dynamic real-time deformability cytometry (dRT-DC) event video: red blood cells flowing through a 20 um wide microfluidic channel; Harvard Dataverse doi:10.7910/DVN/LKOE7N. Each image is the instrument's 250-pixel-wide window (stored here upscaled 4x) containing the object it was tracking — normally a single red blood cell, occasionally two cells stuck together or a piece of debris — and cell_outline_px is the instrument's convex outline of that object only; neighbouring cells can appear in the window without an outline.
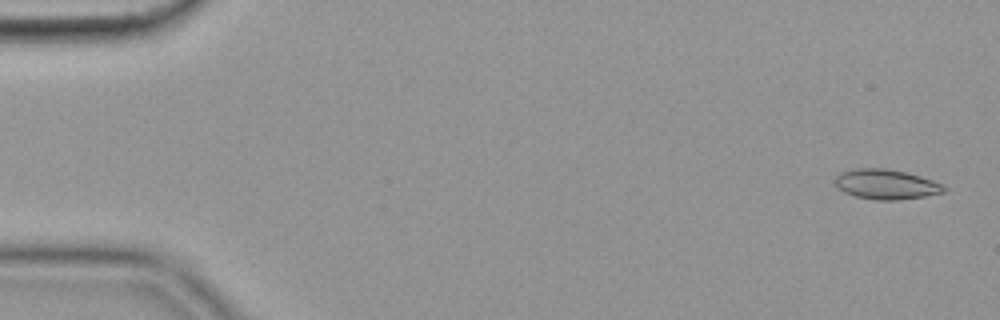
{"species": "common noctule bat (a hibernating species)", "species_latin": "Nyctalus noctula", "temperature_condition": "cold", "stored_images_in_passage": 56, "camera_frame_rate_fps": 3000, "um_per_image_px": 0.085, "animal": {"sex": "female", "body_mass_g": 19.9}, "frame": {"image": 1, "passage_image": 2, "time_ms": 0.333, "image_size_px": [1000, 320], "cell_outline_px": [[948, 188], [944, 192], [924, 196], [900, 200], [876, 200], [856, 196], [844, 192], [836, 188], [836, 176], [840, 172], [856, 168], [884, 168], [904, 172], [920, 176], [944, 184]], "centroid_in_image_um": [75.33, 15.67], "position_along_channel_um": 9.7, "area_um2": 19.02}}
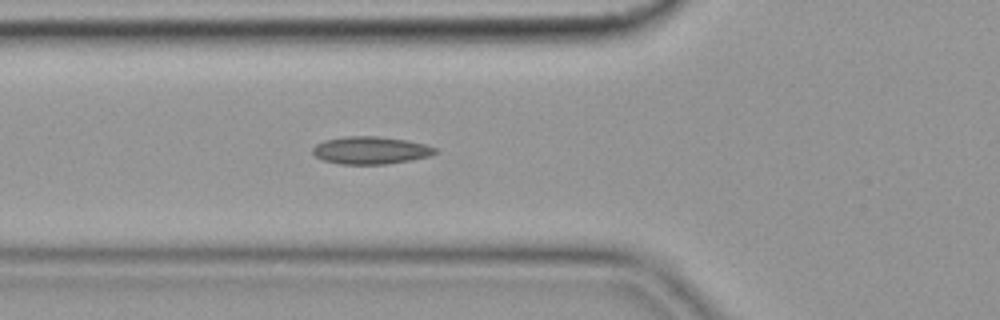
{"frame": {"image": 2, "passage_image": 20, "time_ms": 6.333, "image_size_px": [1000, 320], "cell_outline_px": [[440, 152], [432, 156], [412, 160], [384, 164], [340, 164], [324, 160], [316, 156], [312, 152], [312, 148], [316, 144], [324, 140], [344, 136], [376, 136], [408, 140], [424, 144], [436, 148]], "centroid_in_image_um": [31.54, 12.77], "position_along_channel_um": 94.3, "area_um2": 19.83}}
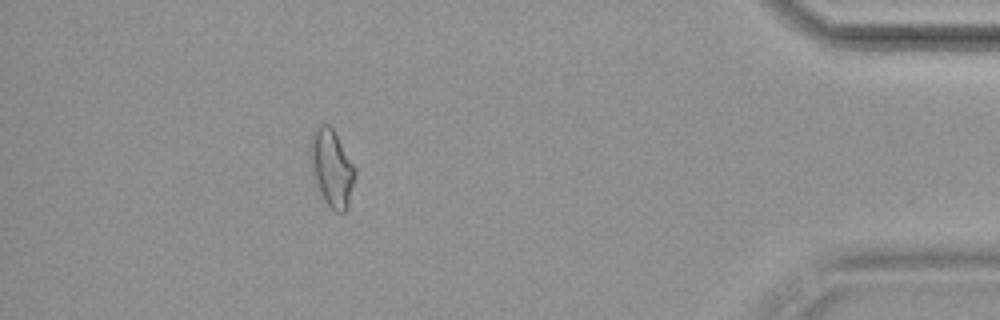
{"frame": {"image": 3, "passage_image": 50, "time_ms": 16.333, "image_size_px": [1000, 320], "cell_outline_px": [[356, 176], [348, 208], [344, 212], [336, 212], [324, 200], [312, 176], [308, 156], [308, 148], [312, 132], [316, 124], [328, 124], [332, 128], [356, 168]], "centroid_in_image_um": [28.16, 14.25], "position_along_channel_um": 407.0, "area_um2": 20.58}, "authors_computed_cell_mechanics": {"area_um2": 18.6405, "velocity_mm_per_s": 3.6034, "shape_relaxation_time_tau1_ms": null, "shape_relaxation_time_tau2_ms": 2.3957, "deformation_change_tau1": null, "deformation_change_tau2": 0.0711}}